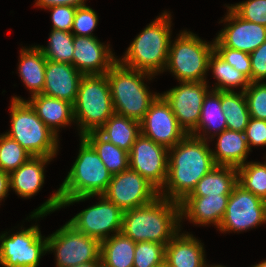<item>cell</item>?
Returning <instances> with one entry per match:
<instances>
[{
	"mask_svg": "<svg viewBox=\"0 0 266 267\" xmlns=\"http://www.w3.org/2000/svg\"><path fill=\"white\" fill-rule=\"evenodd\" d=\"M78 156L60 188L39 206L29 219L40 218L75 202L103 195L111 181L107 170L93 147L81 136ZM64 206V207H63Z\"/></svg>",
	"mask_w": 266,
	"mask_h": 267,
	"instance_id": "obj_1",
	"label": "cell"
},
{
	"mask_svg": "<svg viewBox=\"0 0 266 267\" xmlns=\"http://www.w3.org/2000/svg\"><path fill=\"white\" fill-rule=\"evenodd\" d=\"M208 141L189 134L169 148L168 176L159 196L181 202L216 166Z\"/></svg>",
	"mask_w": 266,
	"mask_h": 267,
	"instance_id": "obj_2",
	"label": "cell"
},
{
	"mask_svg": "<svg viewBox=\"0 0 266 267\" xmlns=\"http://www.w3.org/2000/svg\"><path fill=\"white\" fill-rule=\"evenodd\" d=\"M180 205L158 196L151 203L123 212L121 232L134 242L165 246L181 231Z\"/></svg>",
	"mask_w": 266,
	"mask_h": 267,
	"instance_id": "obj_3",
	"label": "cell"
},
{
	"mask_svg": "<svg viewBox=\"0 0 266 267\" xmlns=\"http://www.w3.org/2000/svg\"><path fill=\"white\" fill-rule=\"evenodd\" d=\"M171 14L164 11L139 33L118 61L129 68L158 75L165 71L171 41Z\"/></svg>",
	"mask_w": 266,
	"mask_h": 267,
	"instance_id": "obj_4",
	"label": "cell"
},
{
	"mask_svg": "<svg viewBox=\"0 0 266 267\" xmlns=\"http://www.w3.org/2000/svg\"><path fill=\"white\" fill-rule=\"evenodd\" d=\"M116 114L141 122L160 93H151L144 79L154 75L122 65L117 61L106 73ZM152 78V79H151Z\"/></svg>",
	"mask_w": 266,
	"mask_h": 267,
	"instance_id": "obj_5",
	"label": "cell"
},
{
	"mask_svg": "<svg viewBox=\"0 0 266 267\" xmlns=\"http://www.w3.org/2000/svg\"><path fill=\"white\" fill-rule=\"evenodd\" d=\"M9 108L11 127L4 134L17 141L32 156L55 157L59 148V136L38 117L31 104L14 96Z\"/></svg>",
	"mask_w": 266,
	"mask_h": 267,
	"instance_id": "obj_6",
	"label": "cell"
},
{
	"mask_svg": "<svg viewBox=\"0 0 266 267\" xmlns=\"http://www.w3.org/2000/svg\"><path fill=\"white\" fill-rule=\"evenodd\" d=\"M115 113L106 74L83 75L73 104L79 136L97 131Z\"/></svg>",
	"mask_w": 266,
	"mask_h": 267,
	"instance_id": "obj_7",
	"label": "cell"
},
{
	"mask_svg": "<svg viewBox=\"0 0 266 267\" xmlns=\"http://www.w3.org/2000/svg\"><path fill=\"white\" fill-rule=\"evenodd\" d=\"M170 41L165 71L175 75L179 82L206 81L208 61L214 51V42L203 41L190 31H182Z\"/></svg>",
	"mask_w": 266,
	"mask_h": 267,
	"instance_id": "obj_8",
	"label": "cell"
},
{
	"mask_svg": "<svg viewBox=\"0 0 266 267\" xmlns=\"http://www.w3.org/2000/svg\"><path fill=\"white\" fill-rule=\"evenodd\" d=\"M54 252L56 267H73L101 260V242L77 231L68 222L47 237V252Z\"/></svg>",
	"mask_w": 266,
	"mask_h": 267,
	"instance_id": "obj_9",
	"label": "cell"
},
{
	"mask_svg": "<svg viewBox=\"0 0 266 267\" xmlns=\"http://www.w3.org/2000/svg\"><path fill=\"white\" fill-rule=\"evenodd\" d=\"M46 253L47 237L42 236L38 225L11 235L0 234V265L3 267H38L41 256Z\"/></svg>",
	"mask_w": 266,
	"mask_h": 267,
	"instance_id": "obj_10",
	"label": "cell"
},
{
	"mask_svg": "<svg viewBox=\"0 0 266 267\" xmlns=\"http://www.w3.org/2000/svg\"><path fill=\"white\" fill-rule=\"evenodd\" d=\"M266 223V201L238 183L230 194L226 212L218 228L222 233L242 232Z\"/></svg>",
	"mask_w": 266,
	"mask_h": 267,
	"instance_id": "obj_11",
	"label": "cell"
},
{
	"mask_svg": "<svg viewBox=\"0 0 266 267\" xmlns=\"http://www.w3.org/2000/svg\"><path fill=\"white\" fill-rule=\"evenodd\" d=\"M169 149L142 134L129 152V168L139 173L159 192L168 176Z\"/></svg>",
	"mask_w": 266,
	"mask_h": 267,
	"instance_id": "obj_12",
	"label": "cell"
},
{
	"mask_svg": "<svg viewBox=\"0 0 266 267\" xmlns=\"http://www.w3.org/2000/svg\"><path fill=\"white\" fill-rule=\"evenodd\" d=\"M103 195L124 212L151 203L159 196V191L139 173L128 168L112 175Z\"/></svg>",
	"mask_w": 266,
	"mask_h": 267,
	"instance_id": "obj_13",
	"label": "cell"
},
{
	"mask_svg": "<svg viewBox=\"0 0 266 267\" xmlns=\"http://www.w3.org/2000/svg\"><path fill=\"white\" fill-rule=\"evenodd\" d=\"M99 202L71 218L68 223L77 231L96 238L100 242L122 230L123 211L108 200L98 195Z\"/></svg>",
	"mask_w": 266,
	"mask_h": 267,
	"instance_id": "obj_14",
	"label": "cell"
},
{
	"mask_svg": "<svg viewBox=\"0 0 266 267\" xmlns=\"http://www.w3.org/2000/svg\"><path fill=\"white\" fill-rule=\"evenodd\" d=\"M179 84L161 95L171 106L180 127L189 135L197 128L204 98L210 91L207 81Z\"/></svg>",
	"mask_w": 266,
	"mask_h": 267,
	"instance_id": "obj_15",
	"label": "cell"
},
{
	"mask_svg": "<svg viewBox=\"0 0 266 267\" xmlns=\"http://www.w3.org/2000/svg\"><path fill=\"white\" fill-rule=\"evenodd\" d=\"M141 123V134L168 149L174 147L187 134L180 127L171 106L159 94L151 103Z\"/></svg>",
	"mask_w": 266,
	"mask_h": 267,
	"instance_id": "obj_16",
	"label": "cell"
},
{
	"mask_svg": "<svg viewBox=\"0 0 266 267\" xmlns=\"http://www.w3.org/2000/svg\"><path fill=\"white\" fill-rule=\"evenodd\" d=\"M226 7L227 15L220 21L226 26L215 37L214 47H228L250 54L266 41V26L248 22Z\"/></svg>",
	"mask_w": 266,
	"mask_h": 267,
	"instance_id": "obj_17",
	"label": "cell"
},
{
	"mask_svg": "<svg viewBox=\"0 0 266 267\" xmlns=\"http://www.w3.org/2000/svg\"><path fill=\"white\" fill-rule=\"evenodd\" d=\"M73 66L83 75L106 74L118 61L110 44L101 43L96 36L74 35Z\"/></svg>",
	"mask_w": 266,
	"mask_h": 267,
	"instance_id": "obj_18",
	"label": "cell"
},
{
	"mask_svg": "<svg viewBox=\"0 0 266 267\" xmlns=\"http://www.w3.org/2000/svg\"><path fill=\"white\" fill-rule=\"evenodd\" d=\"M229 197L230 195L220 194L218 196H186L179 202L181 222L184 218L195 225L213 224L219 228Z\"/></svg>",
	"mask_w": 266,
	"mask_h": 267,
	"instance_id": "obj_19",
	"label": "cell"
},
{
	"mask_svg": "<svg viewBox=\"0 0 266 267\" xmlns=\"http://www.w3.org/2000/svg\"><path fill=\"white\" fill-rule=\"evenodd\" d=\"M82 76L72 64L47 60L41 94L74 104Z\"/></svg>",
	"mask_w": 266,
	"mask_h": 267,
	"instance_id": "obj_20",
	"label": "cell"
},
{
	"mask_svg": "<svg viewBox=\"0 0 266 267\" xmlns=\"http://www.w3.org/2000/svg\"><path fill=\"white\" fill-rule=\"evenodd\" d=\"M193 234L177 233L165 246L164 263L167 267H204V244Z\"/></svg>",
	"mask_w": 266,
	"mask_h": 267,
	"instance_id": "obj_21",
	"label": "cell"
},
{
	"mask_svg": "<svg viewBox=\"0 0 266 267\" xmlns=\"http://www.w3.org/2000/svg\"><path fill=\"white\" fill-rule=\"evenodd\" d=\"M54 157L31 156L18 169L9 173L10 188L22 198H31L44 184L45 165Z\"/></svg>",
	"mask_w": 266,
	"mask_h": 267,
	"instance_id": "obj_22",
	"label": "cell"
},
{
	"mask_svg": "<svg viewBox=\"0 0 266 267\" xmlns=\"http://www.w3.org/2000/svg\"><path fill=\"white\" fill-rule=\"evenodd\" d=\"M38 117L58 136L59 128L74 123L73 104L62 99L37 94L27 100Z\"/></svg>",
	"mask_w": 266,
	"mask_h": 267,
	"instance_id": "obj_23",
	"label": "cell"
},
{
	"mask_svg": "<svg viewBox=\"0 0 266 267\" xmlns=\"http://www.w3.org/2000/svg\"><path fill=\"white\" fill-rule=\"evenodd\" d=\"M217 138L216 150H211L216 165L239 168L247 161L250 149L245 132L224 130L215 135Z\"/></svg>",
	"mask_w": 266,
	"mask_h": 267,
	"instance_id": "obj_24",
	"label": "cell"
},
{
	"mask_svg": "<svg viewBox=\"0 0 266 267\" xmlns=\"http://www.w3.org/2000/svg\"><path fill=\"white\" fill-rule=\"evenodd\" d=\"M19 62V77L31 92V97L41 94L45 82L47 59L37 45L21 48Z\"/></svg>",
	"mask_w": 266,
	"mask_h": 267,
	"instance_id": "obj_25",
	"label": "cell"
},
{
	"mask_svg": "<svg viewBox=\"0 0 266 267\" xmlns=\"http://www.w3.org/2000/svg\"><path fill=\"white\" fill-rule=\"evenodd\" d=\"M226 129V119L221 109V91L210 90L204 98L197 128L190 135L212 141L216 134Z\"/></svg>",
	"mask_w": 266,
	"mask_h": 267,
	"instance_id": "obj_26",
	"label": "cell"
},
{
	"mask_svg": "<svg viewBox=\"0 0 266 267\" xmlns=\"http://www.w3.org/2000/svg\"><path fill=\"white\" fill-rule=\"evenodd\" d=\"M97 132L107 141L130 152L135 140L141 135V123L114 113Z\"/></svg>",
	"mask_w": 266,
	"mask_h": 267,
	"instance_id": "obj_27",
	"label": "cell"
},
{
	"mask_svg": "<svg viewBox=\"0 0 266 267\" xmlns=\"http://www.w3.org/2000/svg\"><path fill=\"white\" fill-rule=\"evenodd\" d=\"M237 184V168L216 165L203 176L187 196L230 195Z\"/></svg>",
	"mask_w": 266,
	"mask_h": 267,
	"instance_id": "obj_28",
	"label": "cell"
},
{
	"mask_svg": "<svg viewBox=\"0 0 266 267\" xmlns=\"http://www.w3.org/2000/svg\"><path fill=\"white\" fill-rule=\"evenodd\" d=\"M136 242L122 232L101 241L100 258L108 267H133Z\"/></svg>",
	"mask_w": 266,
	"mask_h": 267,
	"instance_id": "obj_29",
	"label": "cell"
},
{
	"mask_svg": "<svg viewBox=\"0 0 266 267\" xmlns=\"http://www.w3.org/2000/svg\"><path fill=\"white\" fill-rule=\"evenodd\" d=\"M82 137L93 147L112 175L129 168V152L126 150L107 141L97 131L87 132Z\"/></svg>",
	"mask_w": 266,
	"mask_h": 267,
	"instance_id": "obj_30",
	"label": "cell"
},
{
	"mask_svg": "<svg viewBox=\"0 0 266 267\" xmlns=\"http://www.w3.org/2000/svg\"><path fill=\"white\" fill-rule=\"evenodd\" d=\"M221 109L228 130L245 132L250 114L244 92L221 91Z\"/></svg>",
	"mask_w": 266,
	"mask_h": 267,
	"instance_id": "obj_31",
	"label": "cell"
},
{
	"mask_svg": "<svg viewBox=\"0 0 266 267\" xmlns=\"http://www.w3.org/2000/svg\"><path fill=\"white\" fill-rule=\"evenodd\" d=\"M212 69L217 83L211 90L214 91H234L233 88L241 87L244 92L249 86V79L241 72L237 71L229 63L225 62L215 51L210 55L208 70Z\"/></svg>",
	"mask_w": 266,
	"mask_h": 267,
	"instance_id": "obj_32",
	"label": "cell"
},
{
	"mask_svg": "<svg viewBox=\"0 0 266 267\" xmlns=\"http://www.w3.org/2000/svg\"><path fill=\"white\" fill-rule=\"evenodd\" d=\"M74 34L72 32L51 29L49 43L38 45L47 60L53 62L69 63L73 65Z\"/></svg>",
	"mask_w": 266,
	"mask_h": 267,
	"instance_id": "obj_33",
	"label": "cell"
},
{
	"mask_svg": "<svg viewBox=\"0 0 266 267\" xmlns=\"http://www.w3.org/2000/svg\"><path fill=\"white\" fill-rule=\"evenodd\" d=\"M237 183L266 201V164L246 162L237 168Z\"/></svg>",
	"mask_w": 266,
	"mask_h": 267,
	"instance_id": "obj_34",
	"label": "cell"
},
{
	"mask_svg": "<svg viewBox=\"0 0 266 267\" xmlns=\"http://www.w3.org/2000/svg\"><path fill=\"white\" fill-rule=\"evenodd\" d=\"M32 155L6 134L0 135V170L10 173L18 169Z\"/></svg>",
	"mask_w": 266,
	"mask_h": 267,
	"instance_id": "obj_35",
	"label": "cell"
},
{
	"mask_svg": "<svg viewBox=\"0 0 266 267\" xmlns=\"http://www.w3.org/2000/svg\"><path fill=\"white\" fill-rule=\"evenodd\" d=\"M164 259V244L136 242L133 267H158L164 263Z\"/></svg>",
	"mask_w": 266,
	"mask_h": 267,
	"instance_id": "obj_36",
	"label": "cell"
},
{
	"mask_svg": "<svg viewBox=\"0 0 266 267\" xmlns=\"http://www.w3.org/2000/svg\"><path fill=\"white\" fill-rule=\"evenodd\" d=\"M244 94L250 117L266 120V82H250Z\"/></svg>",
	"mask_w": 266,
	"mask_h": 267,
	"instance_id": "obj_37",
	"label": "cell"
},
{
	"mask_svg": "<svg viewBox=\"0 0 266 267\" xmlns=\"http://www.w3.org/2000/svg\"><path fill=\"white\" fill-rule=\"evenodd\" d=\"M229 7L242 19L266 26V0H246Z\"/></svg>",
	"mask_w": 266,
	"mask_h": 267,
	"instance_id": "obj_38",
	"label": "cell"
},
{
	"mask_svg": "<svg viewBox=\"0 0 266 267\" xmlns=\"http://www.w3.org/2000/svg\"><path fill=\"white\" fill-rule=\"evenodd\" d=\"M98 24L97 13L89 6L77 7L76 14L73 20L72 33L75 36H94L93 30H95Z\"/></svg>",
	"mask_w": 266,
	"mask_h": 267,
	"instance_id": "obj_39",
	"label": "cell"
},
{
	"mask_svg": "<svg viewBox=\"0 0 266 267\" xmlns=\"http://www.w3.org/2000/svg\"><path fill=\"white\" fill-rule=\"evenodd\" d=\"M214 51L251 82V61L249 53L228 47H214Z\"/></svg>",
	"mask_w": 266,
	"mask_h": 267,
	"instance_id": "obj_40",
	"label": "cell"
},
{
	"mask_svg": "<svg viewBox=\"0 0 266 267\" xmlns=\"http://www.w3.org/2000/svg\"><path fill=\"white\" fill-rule=\"evenodd\" d=\"M46 9L51 11L52 29L71 32L77 7L69 5L51 6Z\"/></svg>",
	"mask_w": 266,
	"mask_h": 267,
	"instance_id": "obj_41",
	"label": "cell"
},
{
	"mask_svg": "<svg viewBox=\"0 0 266 267\" xmlns=\"http://www.w3.org/2000/svg\"><path fill=\"white\" fill-rule=\"evenodd\" d=\"M245 136L250 151L252 146H266V120L250 117Z\"/></svg>",
	"mask_w": 266,
	"mask_h": 267,
	"instance_id": "obj_42",
	"label": "cell"
},
{
	"mask_svg": "<svg viewBox=\"0 0 266 267\" xmlns=\"http://www.w3.org/2000/svg\"><path fill=\"white\" fill-rule=\"evenodd\" d=\"M251 61V82L266 79V41L249 54Z\"/></svg>",
	"mask_w": 266,
	"mask_h": 267,
	"instance_id": "obj_43",
	"label": "cell"
},
{
	"mask_svg": "<svg viewBox=\"0 0 266 267\" xmlns=\"http://www.w3.org/2000/svg\"><path fill=\"white\" fill-rule=\"evenodd\" d=\"M36 7H40L41 9L48 8L51 6H57V5H69L73 7H82L85 6L86 0H35Z\"/></svg>",
	"mask_w": 266,
	"mask_h": 267,
	"instance_id": "obj_44",
	"label": "cell"
},
{
	"mask_svg": "<svg viewBox=\"0 0 266 267\" xmlns=\"http://www.w3.org/2000/svg\"><path fill=\"white\" fill-rule=\"evenodd\" d=\"M9 189V173L0 170V201L8 196Z\"/></svg>",
	"mask_w": 266,
	"mask_h": 267,
	"instance_id": "obj_45",
	"label": "cell"
},
{
	"mask_svg": "<svg viewBox=\"0 0 266 267\" xmlns=\"http://www.w3.org/2000/svg\"><path fill=\"white\" fill-rule=\"evenodd\" d=\"M101 262V260H96L93 262H89V263H82L79 265H75L73 267H97V265Z\"/></svg>",
	"mask_w": 266,
	"mask_h": 267,
	"instance_id": "obj_46",
	"label": "cell"
},
{
	"mask_svg": "<svg viewBox=\"0 0 266 267\" xmlns=\"http://www.w3.org/2000/svg\"><path fill=\"white\" fill-rule=\"evenodd\" d=\"M252 267H266V260H264L261 263H258L256 265H253Z\"/></svg>",
	"mask_w": 266,
	"mask_h": 267,
	"instance_id": "obj_47",
	"label": "cell"
},
{
	"mask_svg": "<svg viewBox=\"0 0 266 267\" xmlns=\"http://www.w3.org/2000/svg\"><path fill=\"white\" fill-rule=\"evenodd\" d=\"M204 267H226V266H222V265H205Z\"/></svg>",
	"mask_w": 266,
	"mask_h": 267,
	"instance_id": "obj_48",
	"label": "cell"
},
{
	"mask_svg": "<svg viewBox=\"0 0 266 267\" xmlns=\"http://www.w3.org/2000/svg\"><path fill=\"white\" fill-rule=\"evenodd\" d=\"M97 267H108V266H106L103 262H100V263L97 265Z\"/></svg>",
	"mask_w": 266,
	"mask_h": 267,
	"instance_id": "obj_49",
	"label": "cell"
},
{
	"mask_svg": "<svg viewBox=\"0 0 266 267\" xmlns=\"http://www.w3.org/2000/svg\"><path fill=\"white\" fill-rule=\"evenodd\" d=\"M158 267H167V265L165 263H163L162 265H160Z\"/></svg>",
	"mask_w": 266,
	"mask_h": 267,
	"instance_id": "obj_50",
	"label": "cell"
}]
</instances>
